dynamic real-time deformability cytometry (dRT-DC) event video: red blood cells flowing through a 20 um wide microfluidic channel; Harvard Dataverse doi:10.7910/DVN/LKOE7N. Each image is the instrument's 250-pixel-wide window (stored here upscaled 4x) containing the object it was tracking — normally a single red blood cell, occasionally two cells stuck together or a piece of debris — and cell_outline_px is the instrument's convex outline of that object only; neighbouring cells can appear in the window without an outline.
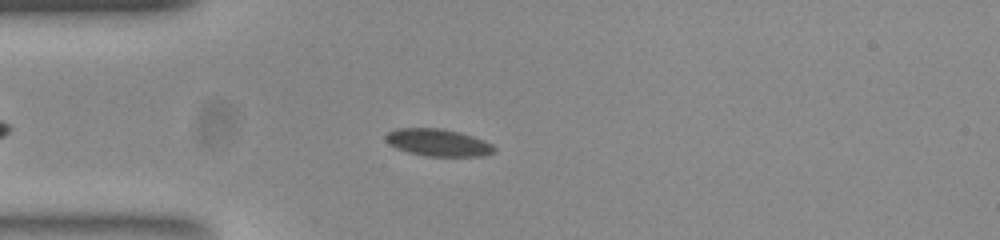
{"species": "common noctule bat (a hibernating species)", "species_latin": "Nyctalus noctula", "temperature_condition": "room temperature", "stored_images_in_passage": 36, "camera_frame_rate_fps": 3000, "um_per_image_px": 0.085, "animal": {"sex": "female", "body_mass_g": 23.0, "forearm_length_mm": 53.4}, "frame": {"image": 1, "passage_image": 8, "time_ms": 2.333, "image_size_px": [1000, 240], "cell_outline_px": [[496, 152], [480, 156], [424, 156], [408, 152], [396, 148], [388, 144], [384, 140], [384, 136], [388, 132], [396, 128], [440, 128], [460, 132], [484, 140], [492, 144], [496, 148]], "centroid_in_image_um": [37.21, 12.11], "position_along_channel_um": 47.8, "area_um2": 17.4}}
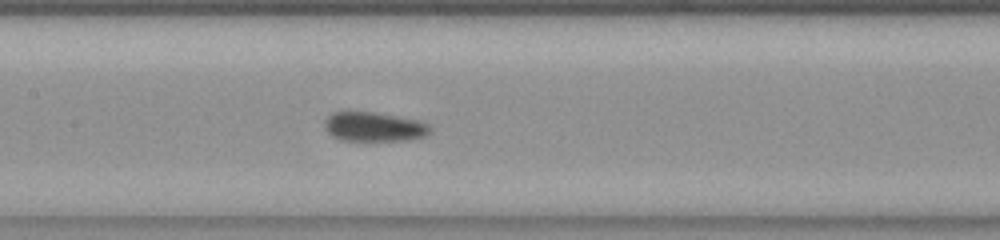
{"frame": {"image": 2, "passage_image": 19, "time_ms": 6.0, "image_size_px": [1000, 240], "cell_outline_px": [[432, 128], [424, 136], [404, 140], [344, 140], [328, 132], [324, 124], [324, 120], [332, 112], [372, 112], [396, 116], [416, 120], [428, 124]], "centroid_in_image_um": [31.78, 10.76], "position_along_channel_um": 175.6, "area_um2": 17.57}}
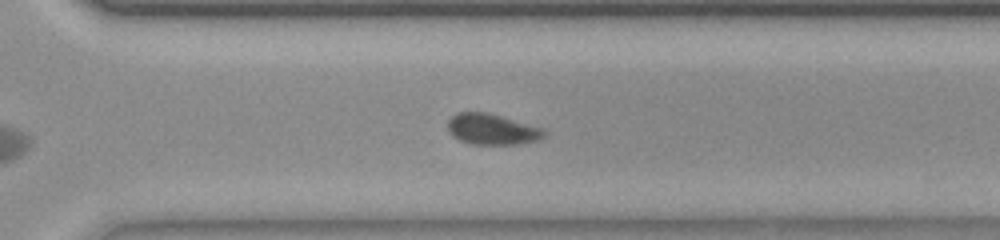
{"frame": {"image": 3, "passage_image": 31, "time_ms": 10.0, "image_size_px": [1000, 240], "cell_outline_px": [[548, 132], [540, 140], [516, 144], [472, 144], [460, 140], [452, 136], [448, 128], [448, 120], [456, 112], [488, 112], [544, 128]], "centroid_in_image_um": [41.85, 10.98], "position_along_channel_um": 328.8, "area_um2": 17.46}, "authors_computed_cell_mechanics": {"area_um2": 17.5134, "velocity_mm_per_s": 3.8294, "shape_relaxation_time_tau1_ms": 6.5743, "shape_relaxation_time_tau2_ms": 1.7446, "deformation_change_tau1": 0.1218, "deformation_change_tau2": 0.0681}}